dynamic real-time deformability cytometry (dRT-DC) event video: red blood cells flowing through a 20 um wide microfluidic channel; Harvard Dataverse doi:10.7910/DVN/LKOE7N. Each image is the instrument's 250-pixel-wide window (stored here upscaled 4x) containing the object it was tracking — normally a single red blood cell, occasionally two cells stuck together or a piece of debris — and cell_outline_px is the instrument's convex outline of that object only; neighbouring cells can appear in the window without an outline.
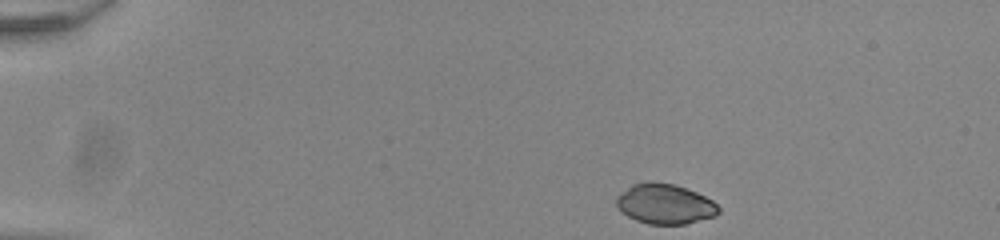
{"species": "common noctule bat (a hibernating species)", "species_latin": "Nyctalus noctula", "temperature_condition": "room temperature", "stored_images_in_passage": 40, "camera_frame_rate_fps": 3000, "um_per_image_px": 0.085, "animal": {"sex": "male", "body_mass_g": 20.0, "forearm_length_mm": 53.3}, "frame": {"image": 1, "passage_image": 1, "time_ms": 0.0, "image_size_px": [1000, 240], "cell_outline_px": [[720, 212], [716, 216], [684, 224], [648, 224], [636, 220], [620, 212], [616, 204], [616, 196], [632, 184], [648, 180], [672, 184], [696, 192], [712, 200], [720, 208]], "centroid_in_image_um": [56.49, 17.33], "position_along_channel_um": 28.5, "area_um2": 23.93}}
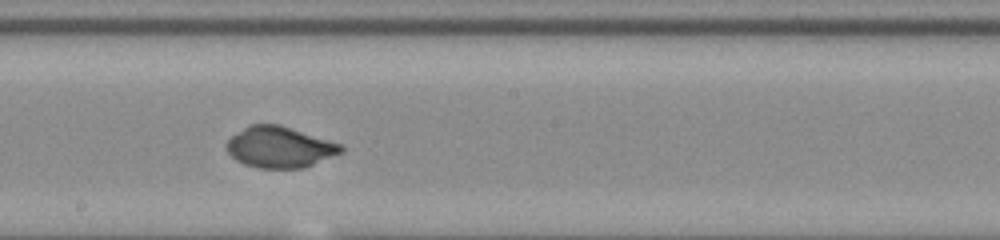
{"frame": {"image": 2, "passage_image": 23, "time_ms": 7.333, "image_size_px": [1000, 240], "cell_outline_px": [[344, 152], [304, 168], [256, 168], [244, 164], [236, 160], [228, 152], [228, 140], [232, 136], [248, 124], [280, 124], [344, 144]], "centroid_in_image_um": [23.83, 12.5], "position_along_channel_um": 224.4, "area_um2": 27.63}}
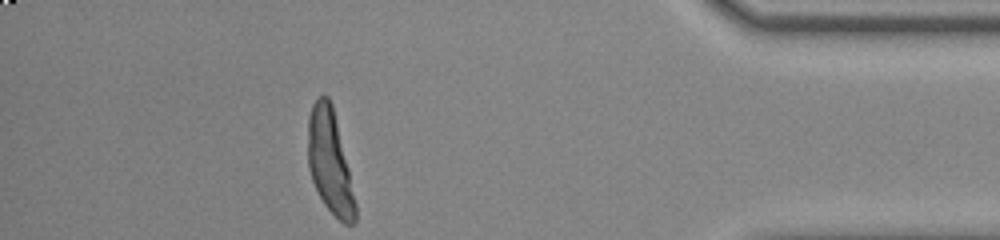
{"frame": {"image": 3, "passage_image": 40, "time_ms": 13.0, "image_size_px": [1000, 240], "cell_outline_px": [[356, 220], [352, 224], [344, 224], [324, 204], [312, 180], [308, 168], [308, 116], [312, 104], [320, 96], [328, 96], [332, 104], [348, 168], [356, 204]], "centroid_in_image_um": [28.02, 13.75], "position_along_channel_um": 407.2, "area_um2": 28.09}, "authors_computed_cell_mechanics": {"area_um2": 27.1082, "velocity_mm_per_s": 3.8944, "shape_relaxation_time_tau1_ms": 8.486, "shape_relaxation_time_tau2_ms": null, "deformation_change_tau1": 0.3861, "deformation_change_tau2": null}}